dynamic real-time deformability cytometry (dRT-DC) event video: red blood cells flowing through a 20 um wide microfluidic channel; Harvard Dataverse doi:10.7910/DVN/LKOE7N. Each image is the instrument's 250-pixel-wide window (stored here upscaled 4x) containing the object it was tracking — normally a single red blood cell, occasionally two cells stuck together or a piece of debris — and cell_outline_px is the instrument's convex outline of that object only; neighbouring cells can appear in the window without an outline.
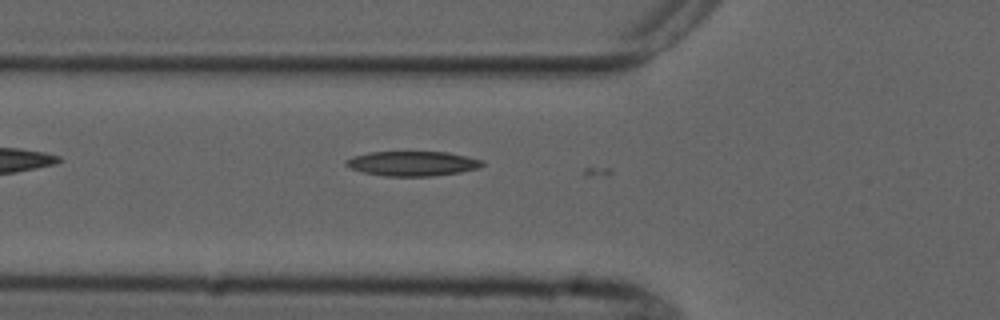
{"species": "common noctule bat (a hibernating species)", "species_latin": "Nyctalus noctula", "temperature_condition": "cold", "stored_images_in_passage": 5, "camera_frame_rate_fps": 3000, "um_per_image_px": 0.085, "animal": {"sex": "male", "forearm_length_mm": 52.5}, "frame": {"image": 1, "passage_image": 5, "time_ms": 5.667, "image_size_px": [1000, 320], "cell_outline_px": [[484, 164], [480, 168], [460, 172], [432, 176], [384, 176], [364, 172], [352, 168], [344, 164], [344, 160], [352, 156], [368, 152], [448, 152], [484, 160]], "centroid_in_image_um": [35.07, 13.89], "position_along_channel_um": 90.7, "area_um2": 19.71}}